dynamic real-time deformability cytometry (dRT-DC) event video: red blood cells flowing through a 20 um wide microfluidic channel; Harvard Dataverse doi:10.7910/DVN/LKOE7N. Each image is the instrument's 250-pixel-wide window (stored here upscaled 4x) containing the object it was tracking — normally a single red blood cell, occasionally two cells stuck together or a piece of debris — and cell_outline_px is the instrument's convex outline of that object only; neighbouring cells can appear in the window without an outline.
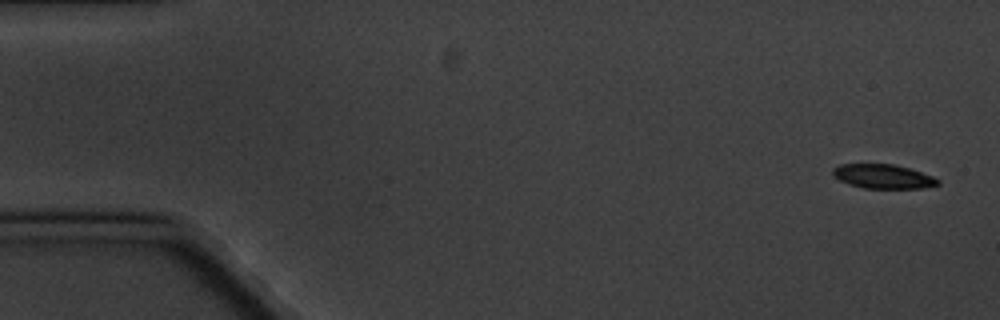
{"species": "common noctule bat (a hibernating species)", "species_latin": "Nyctalus noctula", "temperature_condition": "cold", "stored_images_in_passage": 5, "camera_frame_rate_fps": 3000, "um_per_image_px": 0.085, "animal": {"sex": "male", "body_mass_g": 20.1, "forearm_length_mm": 53.5}, "frame": {"image": 1, "passage_image": 1, "time_ms": 0.0, "image_size_px": [1000, 320], "cell_outline_px": [[940, 184], [920, 188], [864, 188], [848, 184], [832, 176], [832, 168], [840, 164], [892, 164], [908, 168], [932, 176], [940, 180]], "centroid_in_image_um": [75.02, 14.99], "position_along_channel_um": 10.0, "area_um2": 14.74}}
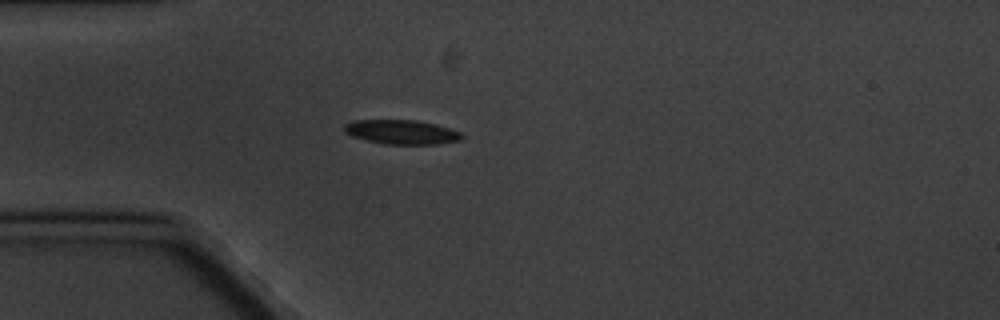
{"frame": {"image": 2, "passage_image": 5, "time_ms": 4.667, "image_size_px": [1000, 320], "cell_outline_px": [[464, 136], [460, 140], [436, 144], [384, 144], [352, 136], [344, 132], [344, 124], [352, 120], [416, 120], [436, 124], [452, 128], [460, 132]], "centroid_in_image_um": [34.14, 11.21], "position_along_channel_um": 50.9, "area_um2": 16.7}}